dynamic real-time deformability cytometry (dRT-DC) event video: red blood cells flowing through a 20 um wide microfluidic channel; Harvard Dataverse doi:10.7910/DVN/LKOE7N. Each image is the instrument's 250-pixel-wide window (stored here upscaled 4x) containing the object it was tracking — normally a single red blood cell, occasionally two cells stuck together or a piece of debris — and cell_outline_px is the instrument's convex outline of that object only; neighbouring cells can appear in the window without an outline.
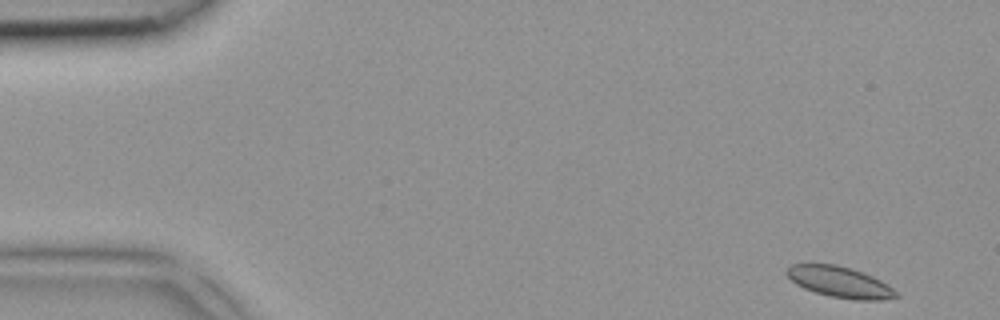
{"species": "common noctule bat (a hibernating species)", "species_latin": "Nyctalus noctula", "temperature_condition": "room temperature", "stored_images_in_passage": 3, "camera_frame_rate_fps": 3000, "um_per_image_px": 0.085, "animal": {"sex": "female", "body_mass_g": 18.4}, "frame": {"image": 1, "passage_image": 1, "time_ms": 0.0, "image_size_px": [1000, 320], "cell_outline_px": [[900, 296], [880, 300], [856, 300], [828, 296], [804, 288], [796, 284], [784, 272], [792, 264], [836, 264], [852, 268], [872, 276], [888, 284]], "centroid_in_image_um": [71.38, 23.97], "position_along_channel_um": 13.6, "area_um2": 19.65}}
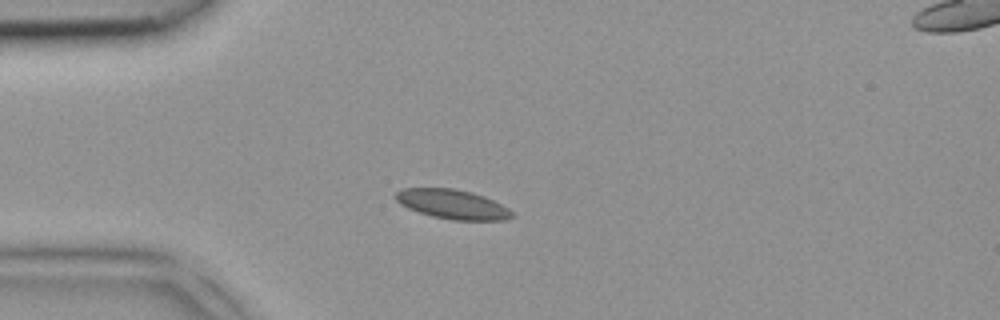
{"frame": {"image": 2, "passage_image": 3, "time_ms": 0.667, "image_size_px": [1000, 320], "cell_outline_px": [[516, 216], [504, 220], [452, 220], [432, 216], [408, 208], [400, 204], [396, 200], [396, 192], [400, 188], [452, 188], [472, 192], [484, 196], [508, 208]], "centroid_in_image_um": [38.46, 17.36], "position_along_channel_um": 46.5, "area_um2": 19.88}}